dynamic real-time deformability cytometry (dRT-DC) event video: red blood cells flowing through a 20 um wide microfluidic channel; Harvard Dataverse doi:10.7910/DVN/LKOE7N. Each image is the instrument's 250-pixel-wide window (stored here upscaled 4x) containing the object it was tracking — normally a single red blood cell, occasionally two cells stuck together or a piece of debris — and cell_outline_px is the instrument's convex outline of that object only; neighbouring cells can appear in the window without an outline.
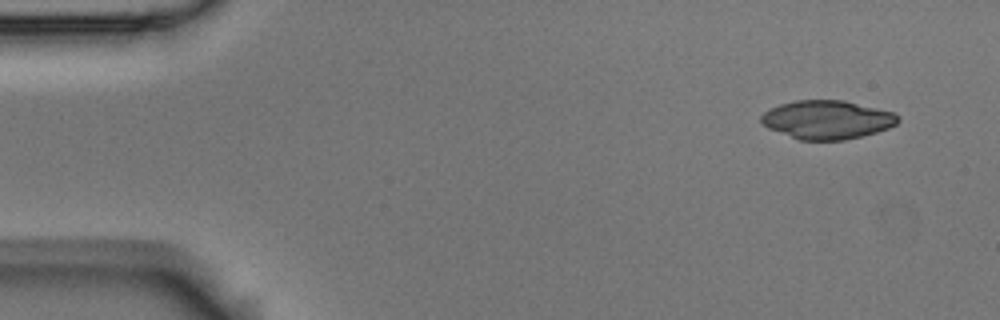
{"species": "Egyptian fruit bat (a non-hibernating species)", "species_latin": "Rousettus aegyptiacus", "temperature_condition": "room temperature", "stored_images_in_passage": 4, "camera_frame_rate_fps": 3000, "um_per_image_px": 0.085, "animal": {"sex": "male"}, "frame": {"image": 1, "passage_image": 1, "time_ms": 0.0, "image_size_px": [1000, 320], "cell_outline_px": [[900, 120], [896, 124], [888, 128], [876, 132], [844, 140], [800, 140], [768, 128], [760, 120], [760, 116], [768, 108], [780, 104], [796, 100], [844, 100], [892, 112], [900, 116]], "centroid_in_image_um": [70.29, 10.17], "position_along_channel_um": 14.7, "area_um2": 30.69}}